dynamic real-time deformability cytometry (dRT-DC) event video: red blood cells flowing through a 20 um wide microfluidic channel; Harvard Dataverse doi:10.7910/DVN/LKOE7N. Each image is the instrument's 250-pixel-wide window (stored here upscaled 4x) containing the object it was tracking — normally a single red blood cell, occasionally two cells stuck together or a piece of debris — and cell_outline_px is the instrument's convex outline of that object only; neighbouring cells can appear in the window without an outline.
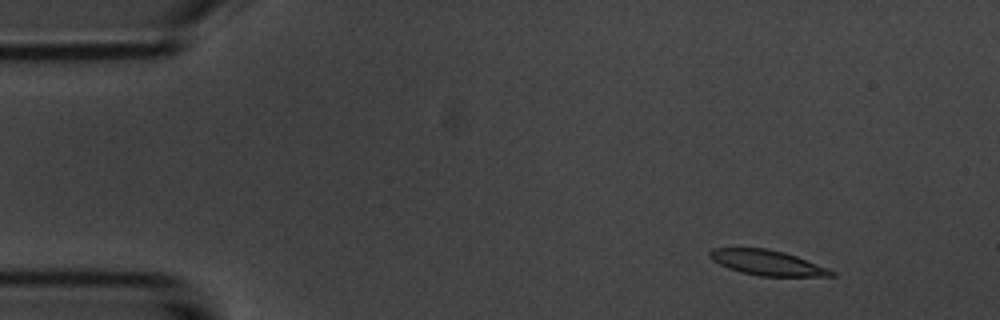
{"species": "common noctule bat (a hibernating species)", "species_latin": "Nyctalus noctula", "temperature_condition": "room temperature", "stored_images_in_passage": 3, "camera_frame_rate_fps": 3000, "um_per_image_px": 0.085, "animal": {"sex": "male", "body_mass_g": 20.1, "forearm_length_mm": 53.5}, "frame": {"image": 1, "passage_image": 1, "time_ms": 0.0, "image_size_px": [1000, 320], "cell_outline_px": [[836, 276], [760, 276], [740, 272], [728, 268], [712, 260], [708, 256], [708, 252], [712, 248], [768, 248], [784, 252], [796, 256], [828, 268], [836, 272]], "centroid_in_image_um": [65.2, 22.33], "position_along_channel_um": 19.8, "area_um2": 17.86}}
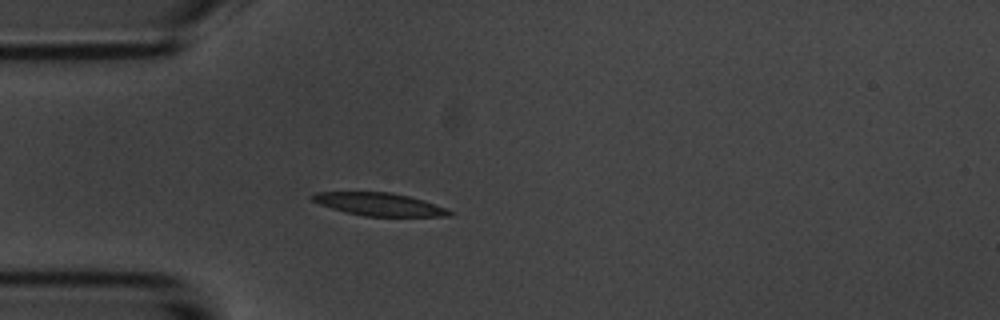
{"frame": {"image": 2, "passage_image": 3, "time_ms": 3.0, "image_size_px": [1000, 320], "cell_outline_px": [[456, 212], [452, 216], [364, 216], [332, 208], [320, 204], [312, 200], [312, 196], [316, 192], [392, 192], [424, 200]], "centroid_in_image_um": [32.3, 17.36], "position_along_channel_um": 52.7, "area_um2": 18.09}}